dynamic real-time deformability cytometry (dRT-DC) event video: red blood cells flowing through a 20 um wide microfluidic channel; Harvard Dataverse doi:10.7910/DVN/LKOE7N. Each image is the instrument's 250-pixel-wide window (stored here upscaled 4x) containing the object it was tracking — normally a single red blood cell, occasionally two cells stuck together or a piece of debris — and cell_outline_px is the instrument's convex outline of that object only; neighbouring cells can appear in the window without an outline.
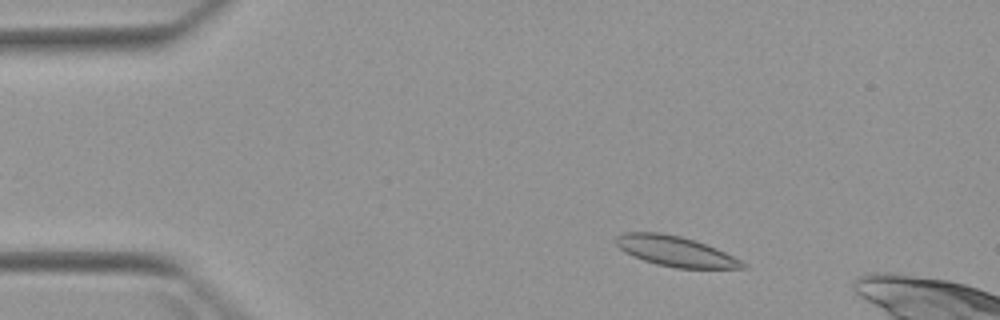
{"species": "Egyptian fruit bat (a non-hibernating species)", "species_latin": "Rousettus aegyptiacus", "temperature_condition": "warm", "stored_images_in_passage": 3, "camera_frame_rate_fps": 3000, "um_per_image_px": 0.085, "animal": {"sex": "female"}, "frame": {"image": 1, "passage_image": 1, "time_ms": 0.0, "image_size_px": [1000, 320], "cell_outline_px": [[748, 268], [676, 268], [656, 264], [632, 256], [624, 252], [616, 244], [616, 236], [624, 232], [660, 232], [680, 236], [716, 248], [748, 264]], "centroid_in_image_um": [57.39, 21.36], "position_along_channel_um": 27.6, "area_um2": 22.14}}